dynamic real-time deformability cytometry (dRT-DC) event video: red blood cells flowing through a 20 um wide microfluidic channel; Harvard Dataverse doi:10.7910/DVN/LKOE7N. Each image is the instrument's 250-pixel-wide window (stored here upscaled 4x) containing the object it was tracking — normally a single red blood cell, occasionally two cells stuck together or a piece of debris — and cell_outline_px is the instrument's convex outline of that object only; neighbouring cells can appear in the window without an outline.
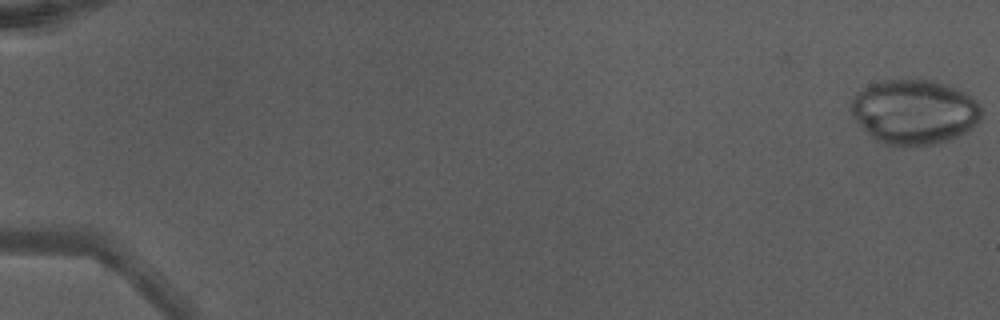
{"species": "Egyptian fruit bat (a non-hibernating species)", "species_latin": "Rousettus aegyptiacus", "temperature_condition": "warm", "stored_images_in_passage": 9, "camera_frame_rate_fps": 3000, "um_per_image_px": 0.085, "animal": {"sex": "male"}, "frame": {"image": 1, "passage_image": 1, "time_ms": 0.0, "image_size_px": [1000, 320], "cell_outline_px": [[980, 120], [976, 124], [964, 132], [956, 136], [932, 144], [884, 144], [876, 140], [856, 120], [852, 112], [852, 100], [856, 92], [880, 80], [932, 80], [956, 88], [964, 92], [976, 100], [980, 104]], "centroid_in_image_um": [77.71, 9.47], "position_along_channel_um": 7.3, "area_um2": 48.15}}